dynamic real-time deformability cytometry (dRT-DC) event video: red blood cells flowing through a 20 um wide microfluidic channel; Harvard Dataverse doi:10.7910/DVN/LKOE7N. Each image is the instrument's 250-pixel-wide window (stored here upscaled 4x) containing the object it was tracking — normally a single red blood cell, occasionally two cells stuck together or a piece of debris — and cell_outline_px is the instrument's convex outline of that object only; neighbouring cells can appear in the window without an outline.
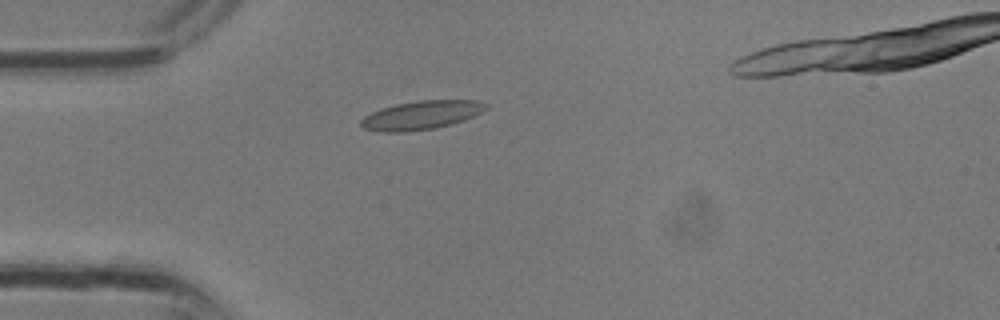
{"species": "common noctule bat (a hibernating species)", "species_latin": "Nyctalus noctula", "temperature_condition": "room temperature", "stored_images_in_passage": 1, "camera_frame_rate_fps": 3000, "um_per_image_px": 0.085, "animal": {"sex": "male", "body_mass_g": 13.3}, "frame": {"image": 1, "passage_image": 1, "time_ms": 0.0, "image_size_px": [1000, 320], "cell_outline_px": [[488, 108], [464, 120], [432, 128], [404, 132], [380, 132], [364, 128], [360, 124], [360, 120], [364, 116], [380, 108], [396, 104], [420, 100], [480, 100], [488, 104]], "centroid_in_image_um": [35.79, 9.77], "position_along_channel_um": 49.2, "area_um2": 20.75}}